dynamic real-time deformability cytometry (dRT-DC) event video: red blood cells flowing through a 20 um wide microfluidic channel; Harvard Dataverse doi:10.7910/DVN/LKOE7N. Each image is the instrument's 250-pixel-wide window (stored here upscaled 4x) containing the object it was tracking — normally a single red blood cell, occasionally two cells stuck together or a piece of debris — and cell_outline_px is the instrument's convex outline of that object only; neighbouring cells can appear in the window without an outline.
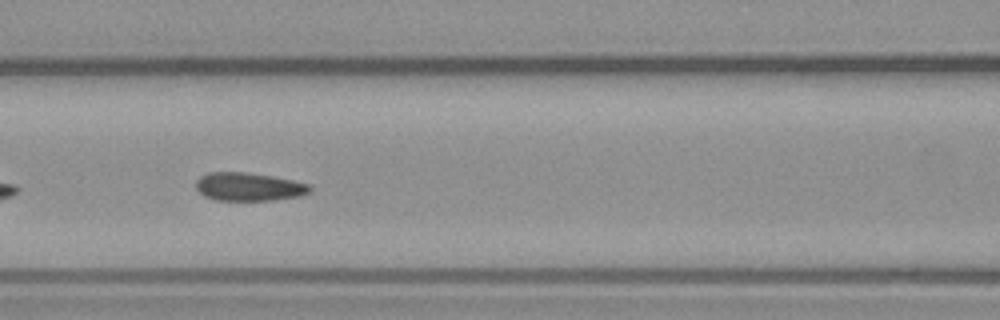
{"species": "common noctule bat (a hibernating species)", "species_latin": "Nyctalus noctula", "temperature_condition": "warm", "stored_images_in_passage": 27, "camera_frame_rate_fps": 3000, "um_per_image_px": 0.085, "animal": {"sex": "male", "body_mass_g": 23.1, "forearm_length_mm": 52.7}, "frame": {"image": 1, "passage_image": 21, "time_ms": 6.667, "image_size_px": [1000, 320], "cell_outline_px": [[312, 188], [308, 192], [300, 196], [272, 200], [216, 200], [204, 196], [196, 188], [196, 180], [200, 176], [208, 172], [244, 172], [272, 176], [292, 180], [308, 184]], "centroid_in_image_um": [21.11, 15.87], "position_along_channel_um": 145.5, "area_um2": 18.67}}
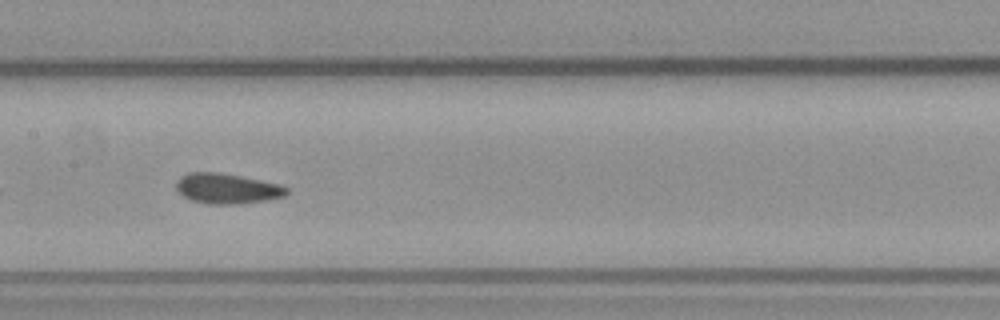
{"frame": {"image": 2, "passage_image": 24, "time_ms": 7.667, "image_size_px": [1000, 320], "cell_outline_px": [[288, 192], [284, 196], [264, 200], [236, 204], [208, 204], [192, 200], [184, 196], [176, 188], [176, 180], [180, 176], [188, 172], [216, 172], [240, 176], [280, 184], [288, 188]], "centroid_in_image_um": [19.27, 16.02], "position_along_channel_um": 188.1, "area_um2": 19.31}}